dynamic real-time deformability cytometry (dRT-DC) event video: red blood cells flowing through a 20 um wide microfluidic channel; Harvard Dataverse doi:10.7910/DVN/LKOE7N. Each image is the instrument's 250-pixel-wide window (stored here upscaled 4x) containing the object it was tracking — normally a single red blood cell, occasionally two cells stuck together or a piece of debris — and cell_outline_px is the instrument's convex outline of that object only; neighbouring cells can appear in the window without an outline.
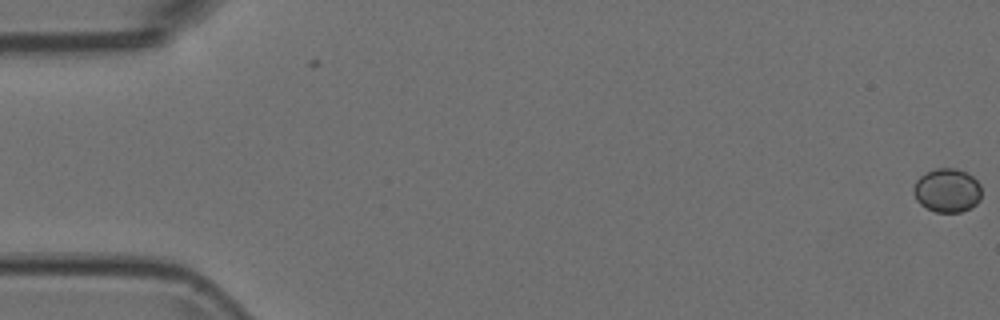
{"species": "Egyptian fruit bat (a non-hibernating species)", "species_latin": "Rousettus aegyptiacus", "temperature_condition": "room temperature", "stored_images_in_passage": 3, "camera_frame_rate_fps": 3000, "um_per_image_px": 0.085, "animal": {"sex": "female"}, "frame": {"image": 1, "passage_image": 3, "time_ms": 0.667, "image_size_px": [1000, 320], "cell_outline_px": [[980, 200], [976, 204], [960, 212], [936, 212], [920, 204], [916, 200], [912, 192], [912, 188], [916, 180], [924, 172], [936, 168], [956, 168], [972, 176], [980, 184]], "centroid_in_image_um": [80.47, 16.17], "position_along_channel_um": 4.5, "area_um2": 17.4}}